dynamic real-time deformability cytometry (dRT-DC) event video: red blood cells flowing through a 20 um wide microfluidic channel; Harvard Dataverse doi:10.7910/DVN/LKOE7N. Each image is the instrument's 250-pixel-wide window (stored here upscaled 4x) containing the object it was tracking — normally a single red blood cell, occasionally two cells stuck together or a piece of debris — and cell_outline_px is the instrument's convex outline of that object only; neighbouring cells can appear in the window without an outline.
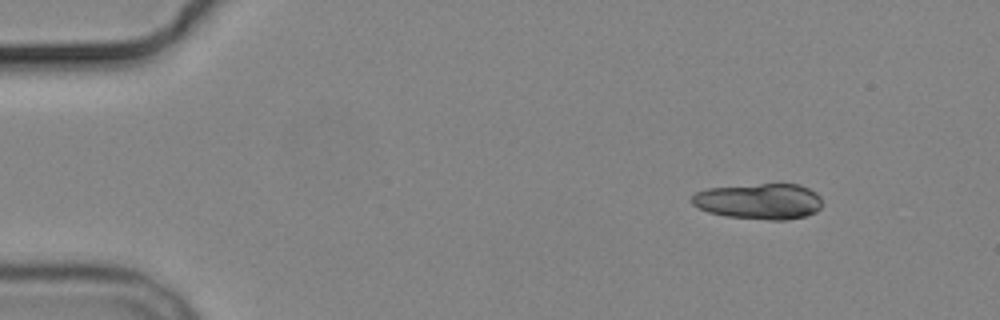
{"species": "common noctule bat (a hibernating species)", "species_latin": "Nyctalus noctula", "temperature_condition": "cold", "stored_images_in_passage": 8, "camera_frame_rate_fps": 3000, "um_per_image_px": 0.085, "animal": {"sex": "male", "body_mass_g": 19.2, "forearm_length_mm": 51.8}, "frame": {"image": 1, "passage_image": 1, "time_ms": 0.0, "image_size_px": [1000, 320], "cell_outline_px": [[820, 208], [816, 212], [804, 216], [788, 220], [768, 220], [724, 216], [708, 212], [692, 204], [692, 196], [696, 192], [708, 188], [760, 184], [800, 184], [816, 192], [820, 196]], "centroid_in_image_um": [64.54, 17.11], "position_along_channel_um": 20.5, "area_um2": 27.22}}